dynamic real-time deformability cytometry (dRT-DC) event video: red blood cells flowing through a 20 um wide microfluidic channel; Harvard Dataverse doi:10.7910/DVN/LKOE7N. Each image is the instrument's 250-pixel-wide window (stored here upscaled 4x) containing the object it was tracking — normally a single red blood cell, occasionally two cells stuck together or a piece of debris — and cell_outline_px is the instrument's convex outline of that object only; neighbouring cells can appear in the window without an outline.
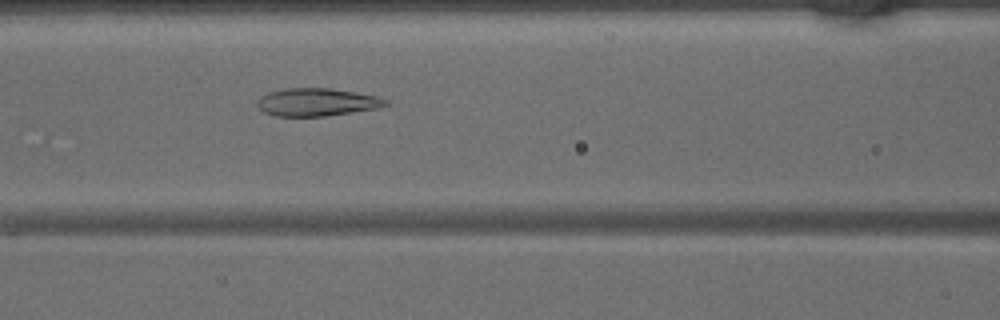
{"species": "common noctule bat (a hibernating species)", "species_latin": "Nyctalus noctula", "temperature_condition": "warm", "stored_images_in_passage": 32, "camera_frame_rate_fps": 3000, "um_per_image_px": 0.085, "animal": {"sex": "male", "body_mass_g": 15.6}, "frame": {"image": 1, "passage_image": 6, "time_ms": 1.667, "image_size_px": [1000, 320], "cell_outline_px": [[388, 104], [380, 108], [324, 116], [276, 116], [264, 112], [256, 104], [256, 100], [260, 96], [284, 88], [332, 88], [356, 92], [376, 96], [388, 100]], "centroid_in_image_um": [26.94, 8.68], "position_along_channel_um": 139.7, "area_um2": 20.81}}
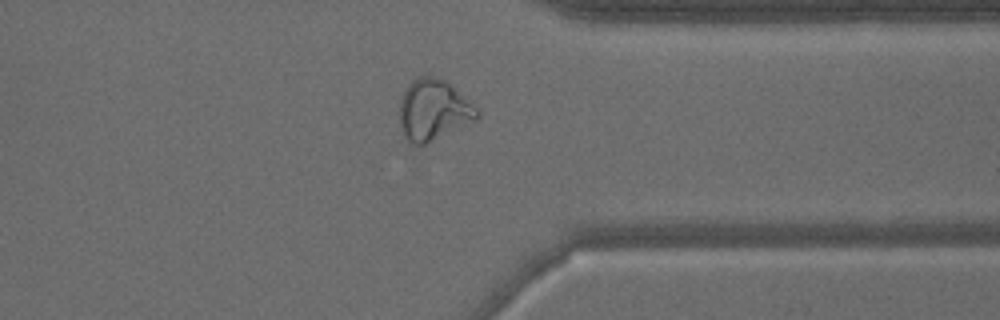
{"frame": {"image": 2, "passage_image": 22, "time_ms": 7.0, "image_size_px": [1000, 320], "cell_outline_px": [[480, 116], [424, 144], [408, 144], [400, 128], [400, 100], [404, 88], [412, 80], [420, 76], [436, 76], [448, 80], [480, 112]], "centroid_in_image_um": [36.79, 9.3], "position_along_channel_um": 374.6, "area_um2": 27.28}}
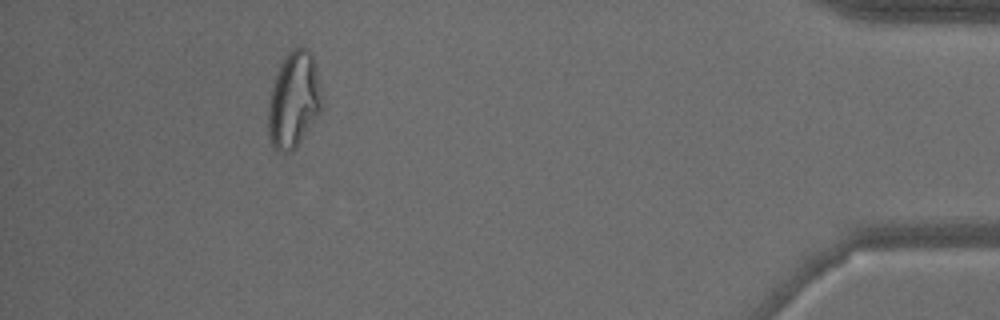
{"frame": {"image": 3, "passage_image": 28, "time_ms": 9.0, "image_size_px": [1000, 320], "cell_outline_px": [[324, 104], [320, 112], [296, 148], [292, 152], [276, 152], [272, 148], [268, 136], [268, 104], [272, 88], [280, 64], [284, 56], [296, 44], [308, 48], [312, 52], [316, 68]], "centroid_in_image_um": [24.98, 8.49], "position_along_channel_um": 410.2, "area_um2": 30.63}}